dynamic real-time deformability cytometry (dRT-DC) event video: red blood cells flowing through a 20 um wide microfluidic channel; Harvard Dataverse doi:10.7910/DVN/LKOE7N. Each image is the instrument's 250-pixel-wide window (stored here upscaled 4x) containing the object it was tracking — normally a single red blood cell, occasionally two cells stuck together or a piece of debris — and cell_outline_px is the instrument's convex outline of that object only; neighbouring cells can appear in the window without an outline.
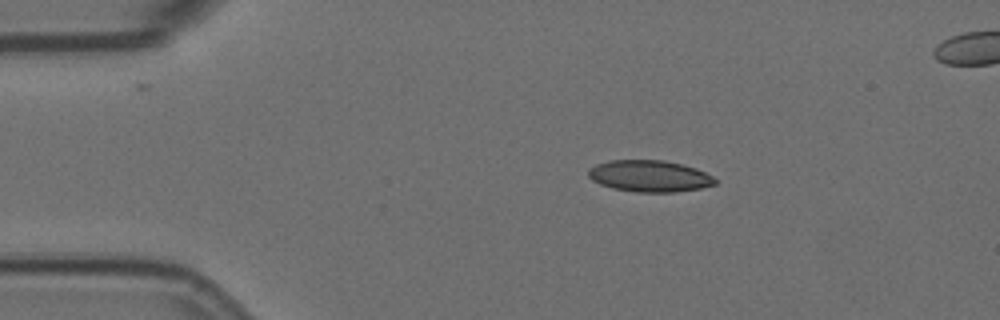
{"species": "Egyptian fruit bat (a non-hibernating species)", "species_latin": "Rousettus aegyptiacus", "temperature_condition": "room temperature", "stored_images_in_passage": 8, "camera_frame_rate_fps": 3000, "um_per_image_px": 0.085, "animal": {"sex": "female"}, "frame": {"image": 1, "passage_image": 1, "time_ms": 0.0, "image_size_px": [1000, 320], "cell_outline_px": [[716, 184], [700, 188], [676, 192], [636, 192], [612, 188], [600, 184], [592, 180], [588, 176], [588, 168], [596, 164], [612, 160], [664, 160], [696, 168], [712, 176], [716, 180]], "centroid_in_image_um": [55.19, 14.97], "position_along_channel_um": 29.8, "area_um2": 23.29}}